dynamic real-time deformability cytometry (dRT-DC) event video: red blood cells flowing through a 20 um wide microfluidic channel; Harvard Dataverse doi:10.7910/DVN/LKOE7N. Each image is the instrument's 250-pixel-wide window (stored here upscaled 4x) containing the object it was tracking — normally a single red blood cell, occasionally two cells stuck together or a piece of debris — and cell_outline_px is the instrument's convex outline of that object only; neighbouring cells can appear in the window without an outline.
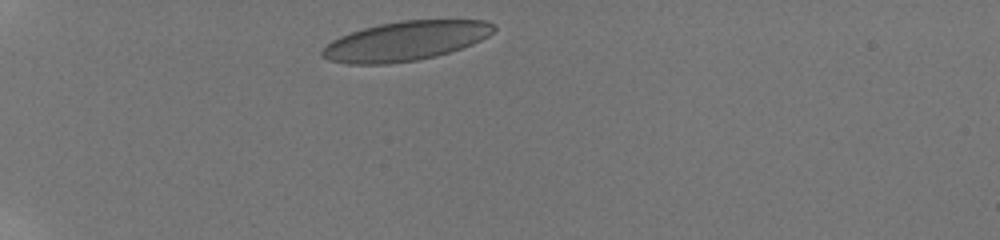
{"species": "human", "species_latin": "Homo sapiens", "temperature_condition": "room temperature", "stored_images_in_passage": 3, "camera_frame_rate_fps": 3000, "um_per_image_px": 0.085, "donor": {"sex": "male"}, "frame": {"image": 1, "passage_image": 1, "time_ms": 0.0, "image_size_px": [1000, 240], "cell_outline_px": [[496, 28], [488, 36], [472, 44], [436, 56], [420, 60], [388, 64], [348, 64], [328, 60], [320, 52], [332, 40], [340, 36], [364, 28], [380, 24], [400, 20], [488, 20], [496, 24]], "centroid_in_image_um": [34.49, 3.48], "position_along_channel_um": 50.5, "area_um2": 39.3}}
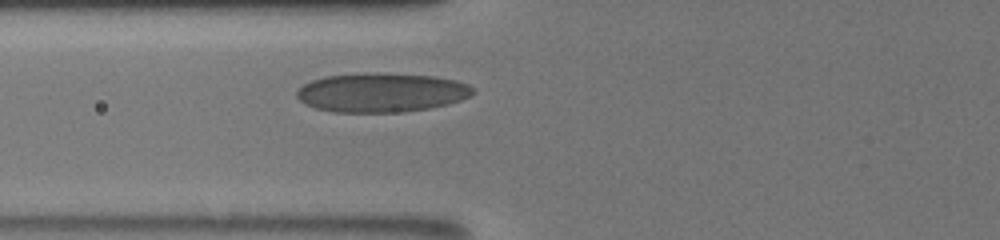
{"frame": {"image": 2, "passage_image": 3, "time_ms": 2.333, "image_size_px": [1000, 240], "cell_outline_px": [[476, 92], [472, 96], [448, 104], [428, 108], [404, 112], [332, 112], [316, 108], [304, 104], [296, 96], [296, 92], [304, 84], [312, 80], [324, 76], [432, 76], [456, 80], [468, 84], [476, 88]], "centroid_in_image_um": [32.47, 7.92], "position_along_channel_um": 93.3, "area_um2": 38.9}}